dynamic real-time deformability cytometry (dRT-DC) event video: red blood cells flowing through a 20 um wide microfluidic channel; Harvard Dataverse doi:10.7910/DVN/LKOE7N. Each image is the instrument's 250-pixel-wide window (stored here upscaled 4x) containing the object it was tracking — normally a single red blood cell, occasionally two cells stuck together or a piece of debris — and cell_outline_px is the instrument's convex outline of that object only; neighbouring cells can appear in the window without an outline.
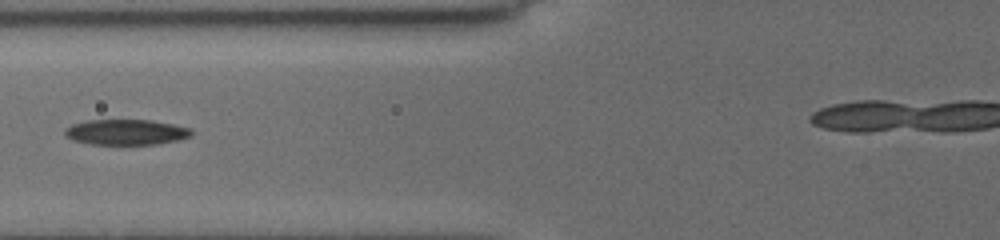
{"species": "common noctule bat (a hibernating species)", "species_latin": "Nyctalus noctula", "temperature_condition": "cold", "stored_images_in_passage": 14, "camera_frame_rate_fps": 3000, "um_per_image_px": 0.085, "animal": {"sex": "female", "body_mass_g": 19.5, "forearm_length_mm": 54.1}, "frame": {"image": 1, "passage_image": 10, "time_ms": 8.333, "image_size_px": [1000, 240], "cell_outline_px": [[192, 136], [180, 140], [160, 144], [92, 144], [72, 140], [64, 136], [64, 128], [72, 124], [88, 120], [152, 120], [192, 128]], "centroid_in_image_um": [10.73, 11.23], "position_along_channel_um": 115.1, "area_um2": 19.02}}
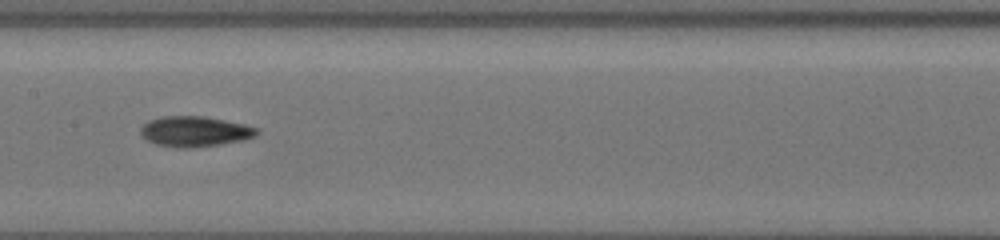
{"frame": {"image": 2, "passage_image": 12, "time_ms": 10.333, "image_size_px": [1000, 240], "cell_outline_px": [[260, 132], [256, 136], [244, 140], [220, 144], [192, 148], [180, 148], [156, 144], [140, 136], [140, 128], [148, 120], [164, 116], [204, 116], [244, 124], [256, 128]], "centroid_in_image_um": [16.55, 11.17], "position_along_channel_um": 190.9, "area_um2": 20.63}}
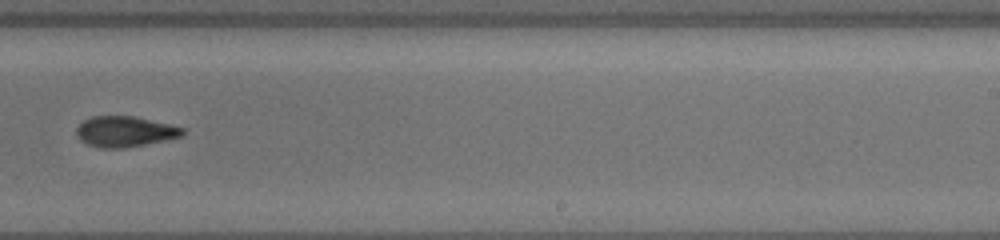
{"frame": {"image": 3, "passage_image": 14, "time_ms": 12.667, "image_size_px": [1000, 240], "cell_outline_px": [[184, 132], [180, 136], [164, 140], [144, 144], [120, 148], [100, 148], [88, 144], [80, 140], [76, 136], [76, 128], [84, 120], [92, 116], [136, 116], [172, 124], [184, 128]], "centroid_in_image_um": [10.6, 11.16], "position_along_channel_um": 278.4, "area_um2": 18.9}}